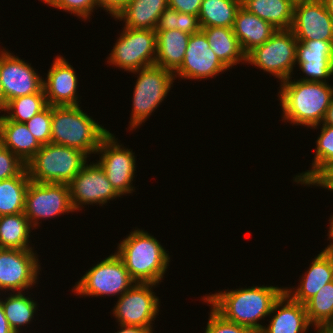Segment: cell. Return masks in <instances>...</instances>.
<instances>
[{
    "mask_svg": "<svg viewBox=\"0 0 333 333\" xmlns=\"http://www.w3.org/2000/svg\"><path fill=\"white\" fill-rule=\"evenodd\" d=\"M284 289L272 285H253L250 288L209 293L202 299L227 321L247 327L253 333H260L265 325H261L259 320L270 316L274 302Z\"/></svg>",
    "mask_w": 333,
    "mask_h": 333,
    "instance_id": "cell-1",
    "label": "cell"
},
{
    "mask_svg": "<svg viewBox=\"0 0 333 333\" xmlns=\"http://www.w3.org/2000/svg\"><path fill=\"white\" fill-rule=\"evenodd\" d=\"M282 81L278 97L282 108V120L311 129L321 125L333 98V86L328 82Z\"/></svg>",
    "mask_w": 333,
    "mask_h": 333,
    "instance_id": "cell-2",
    "label": "cell"
},
{
    "mask_svg": "<svg viewBox=\"0 0 333 333\" xmlns=\"http://www.w3.org/2000/svg\"><path fill=\"white\" fill-rule=\"evenodd\" d=\"M116 254L136 283L162 282L169 266V253L151 234L135 229L118 244Z\"/></svg>",
    "mask_w": 333,
    "mask_h": 333,
    "instance_id": "cell-3",
    "label": "cell"
},
{
    "mask_svg": "<svg viewBox=\"0 0 333 333\" xmlns=\"http://www.w3.org/2000/svg\"><path fill=\"white\" fill-rule=\"evenodd\" d=\"M79 106H52L51 143L95 154L109 131Z\"/></svg>",
    "mask_w": 333,
    "mask_h": 333,
    "instance_id": "cell-4",
    "label": "cell"
},
{
    "mask_svg": "<svg viewBox=\"0 0 333 333\" xmlns=\"http://www.w3.org/2000/svg\"><path fill=\"white\" fill-rule=\"evenodd\" d=\"M89 156L79 149L48 143L28 161L31 181L68 184L87 163Z\"/></svg>",
    "mask_w": 333,
    "mask_h": 333,
    "instance_id": "cell-5",
    "label": "cell"
},
{
    "mask_svg": "<svg viewBox=\"0 0 333 333\" xmlns=\"http://www.w3.org/2000/svg\"><path fill=\"white\" fill-rule=\"evenodd\" d=\"M131 73L139 75L134 86L129 122L130 130H136L164 101L176 79L173 72L157 65Z\"/></svg>",
    "mask_w": 333,
    "mask_h": 333,
    "instance_id": "cell-6",
    "label": "cell"
},
{
    "mask_svg": "<svg viewBox=\"0 0 333 333\" xmlns=\"http://www.w3.org/2000/svg\"><path fill=\"white\" fill-rule=\"evenodd\" d=\"M298 40L291 29H277L262 45L246 54V63L270 73L281 82L292 78Z\"/></svg>",
    "mask_w": 333,
    "mask_h": 333,
    "instance_id": "cell-7",
    "label": "cell"
},
{
    "mask_svg": "<svg viewBox=\"0 0 333 333\" xmlns=\"http://www.w3.org/2000/svg\"><path fill=\"white\" fill-rule=\"evenodd\" d=\"M135 283L121 258L114 252L92 266L74 285L72 292L84 297L117 295L119 298Z\"/></svg>",
    "mask_w": 333,
    "mask_h": 333,
    "instance_id": "cell-8",
    "label": "cell"
},
{
    "mask_svg": "<svg viewBox=\"0 0 333 333\" xmlns=\"http://www.w3.org/2000/svg\"><path fill=\"white\" fill-rule=\"evenodd\" d=\"M123 28L107 62L128 72H135L141 68L154 65L156 60V31Z\"/></svg>",
    "mask_w": 333,
    "mask_h": 333,
    "instance_id": "cell-9",
    "label": "cell"
},
{
    "mask_svg": "<svg viewBox=\"0 0 333 333\" xmlns=\"http://www.w3.org/2000/svg\"><path fill=\"white\" fill-rule=\"evenodd\" d=\"M70 212L75 210L71 204L68 184L30 181L25 196L24 215L28 218L33 230L39 226L38 222L41 219H51Z\"/></svg>",
    "mask_w": 333,
    "mask_h": 333,
    "instance_id": "cell-10",
    "label": "cell"
},
{
    "mask_svg": "<svg viewBox=\"0 0 333 333\" xmlns=\"http://www.w3.org/2000/svg\"><path fill=\"white\" fill-rule=\"evenodd\" d=\"M119 145L117 138L108 133L100 142L95 154H100L97 161L103 168L114 190L120 195L132 193L135 176V155L131 149Z\"/></svg>",
    "mask_w": 333,
    "mask_h": 333,
    "instance_id": "cell-11",
    "label": "cell"
},
{
    "mask_svg": "<svg viewBox=\"0 0 333 333\" xmlns=\"http://www.w3.org/2000/svg\"><path fill=\"white\" fill-rule=\"evenodd\" d=\"M154 283H135L123 293L113 308V316L122 325L153 327L158 315L159 297L152 288Z\"/></svg>",
    "mask_w": 333,
    "mask_h": 333,
    "instance_id": "cell-12",
    "label": "cell"
},
{
    "mask_svg": "<svg viewBox=\"0 0 333 333\" xmlns=\"http://www.w3.org/2000/svg\"><path fill=\"white\" fill-rule=\"evenodd\" d=\"M40 267L38 255L33 249L0 248V291L28 290L37 283Z\"/></svg>",
    "mask_w": 333,
    "mask_h": 333,
    "instance_id": "cell-13",
    "label": "cell"
},
{
    "mask_svg": "<svg viewBox=\"0 0 333 333\" xmlns=\"http://www.w3.org/2000/svg\"><path fill=\"white\" fill-rule=\"evenodd\" d=\"M68 186L71 204L75 211H80L89 204L103 206L108 201L121 197L112 187L98 162H90L89 165L86 163Z\"/></svg>",
    "mask_w": 333,
    "mask_h": 333,
    "instance_id": "cell-14",
    "label": "cell"
},
{
    "mask_svg": "<svg viewBox=\"0 0 333 333\" xmlns=\"http://www.w3.org/2000/svg\"><path fill=\"white\" fill-rule=\"evenodd\" d=\"M0 78L6 104L17 97L38 93L43 88V79L32 68L8 50L0 48Z\"/></svg>",
    "mask_w": 333,
    "mask_h": 333,
    "instance_id": "cell-15",
    "label": "cell"
},
{
    "mask_svg": "<svg viewBox=\"0 0 333 333\" xmlns=\"http://www.w3.org/2000/svg\"><path fill=\"white\" fill-rule=\"evenodd\" d=\"M229 70L212 51L205 33L200 30L191 34L180 68L174 73L181 79L199 80L216 77Z\"/></svg>",
    "mask_w": 333,
    "mask_h": 333,
    "instance_id": "cell-16",
    "label": "cell"
},
{
    "mask_svg": "<svg viewBox=\"0 0 333 333\" xmlns=\"http://www.w3.org/2000/svg\"><path fill=\"white\" fill-rule=\"evenodd\" d=\"M290 29L297 40H333V19L321 0L294 4Z\"/></svg>",
    "mask_w": 333,
    "mask_h": 333,
    "instance_id": "cell-17",
    "label": "cell"
},
{
    "mask_svg": "<svg viewBox=\"0 0 333 333\" xmlns=\"http://www.w3.org/2000/svg\"><path fill=\"white\" fill-rule=\"evenodd\" d=\"M296 63L306 75L299 80L327 82L333 76V40H298Z\"/></svg>",
    "mask_w": 333,
    "mask_h": 333,
    "instance_id": "cell-18",
    "label": "cell"
},
{
    "mask_svg": "<svg viewBox=\"0 0 333 333\" xmlns=\"http://www.w3.org/2000/svg\"><path fill=\"white\" fill-rule=\"evenodd\" d=\"M77 87L78 78L74 68L64 57L56 56L47 73L46 80L43 78V89L48 105H79Z\"/></svg>",
    "mask_w": 333,
    "mask_h": 333,
    "instance_id": "cell-19",
    "label": "cell"
},
{
    "mask_svg": "<svg viewBox=\"0 0 333 333\" xmlns=\"http://www.w3.org/2000/svg\"><path fill=\"white\" fill-rule=\"evenodd\" d=\"M269 324L260 333H306L312 326L307 318L305 304L294 301L285 291L274 302Z\"/></svg>",
    "mask_w": 333,
    "mask_h": 333,
    "instance_id": "cell-20",
    "label": "cell"
},
{
    "mask_svg": "<svg viewBox=\"0 0 333 333\" xmlns=\"http://www.w3.org/2000/svg\"><path fill=\"white\" fill-rule=\"evenodd\" d=\"M333 281V258L320 252L304 273L297 288L284 291L296 302L305 304L325 284Z\"/></svg>",
    "mask_w": 333,
    "mask_h": 333,
    "instance_id": "cell-21",
    "label": "cell"
},
{
    "mask_svg": "<svg viewBox=\"0 0 333 333\" xmlns=\"http://www.w3.org/2000/svg\"><path fill=\"white\" fill-rule=\"evenodd\" d=\"M276 30L270 23L249 12L243 6L237 11L233 32L245 54L265 43Z\"/></svg>",
    "mask_w": 333,
    "mask_h": 333,
    "instance_id": "cell-22",
    "label": "cell"
},
{
    "mask_svg": "<svg viewBox=\"0 0 333 333\" xmlns=\"http://www.w3.org/2000/svg\"><path fill=\"white\" fill-rule=\"evenodd\" d=\"M156 31V60L154 65L175 73L182 65L190 34L177 29Z\"/></svg>",
    "mask_w": 333,
    "mask_h": 333,
    "instance_id": "cell-23",
    "label": "cell"
},
{
    "mask_svg": "<svg viewBox=\"0 0 333 333\" xmlns=\"http://www.w3.org/2000/svg\"><path fill=\"white\" fill-rule=\"evenodd\" d=\"M0 140L25 164L40 150L41 145L29 131L25 123L8 120L0 116Z\"/></svg>",
    "mask_w": 333,
    "mask_h": 333,
    "instance_id": "cell-24",
    "label": "cell"
},
{
    "mask_svg": "<svg viewBox=\"0 0 333 333\" xmlns=\"http://www.w3.org/2000/svg\"><path fill=\"white\" fill-rule=\"evenodd\" d=\"M168 7V0H129L115 19L127 28L155 30L159 16Z\"/></svg>",
    "mask_w": 333,
    "mask_h": 333,
    "instance_id": "cell-25",
    "label": "cell"
},
{
    "mask_svg": "<svg viewBox=\"0 0 333 333\" xmlns=\"http://www.w3.org/2000/svg\"><path fill=\"white\" fill-rule=\"evenodd\" d=\"M205 33L212 51L228 68L234 65L246 63V54L242 51L233 28L228 27H201Z\"/></svg>",
    "mask_w": 333,
    "mask_h": 333,
    "instance_id": "cell-26",
    "label": "cell"
},
{
    "mask_svg": "<svg viewBox=\"0 0 333 333\" xmlns=\"http://www.w3.org/2000/svg\"><path fill=\"white\" fill-rule=\"evenodd\" d=\"M320 131L312 168L293 177L298 184L312 187L333 166V126L322 124Z\"/></svg>",
    "mask_w": 333,
    "mask_h": 333,
    "instance_id": "cell-27",
    "label": "cell"
},
{
    "mask_svg": "<svg viewBox=\"0 0 333 333\" xmlns=\"http://www.w3.org/2000/svg\"><path fill=\"white\" fill-rule=\"evenodd\" d=\"M31 228L24 212L0 216V248L33 249L29 246Z\"/></svg>",
    "mask_w": 333,
    "mask_h": 333,
    "instance_id": "cell-28",
    "label": "cell"
},
{
    "mask_svg": "<svg viewBox=\"0 0 333 333\" xmlns=\"http://www.w3.org/2000/svg\"><path fill=\"white\" fill-rule=\"evenodd\" d=\"M243 7L276 29L291 28L294 4L290 0H251Z\"/></svg>",
    "mask_w": 333,
    "mask_h": 333,
    "instance_id": "cell-29",
    "label": "cell"
},
{
    "mask_svg": "<svg viewBox=\"0 0 333 333\" xmlns=\"http://www.w3.org/2000/svg\"><path fill=\"white\" fill-rule=\"evenodd\" d=\"M30 181L26 168L18 176L0 181V216L24 212Z\"/></svg>",
    "mask_w": 333,
    "mask_h": 333,
    "instance_id": "cell-30",
    "label": "cell"
},
{
    "mask_svg": "<svg viewBox=\"0 0 333 333\" xmlns=\"http://www.w3.org/2000/svg\"><path fill=\"white\" fill-rule=\"evenodd\" d=\"M240 7L237 0H202L198 15L200 26L233 28Z\"/></svg>",
    "mask_w": 333,
    "mask_h": 333,
    "instance_id": "cell-31",
    "label": "cell"
},
{
    "mask_svg": "<svg viewBox=\"0 0 333 333\" xmlns=\"http://www.w3.org/2000/svg\"><path fill=\"white\" fill-rule=\"evenodd\" d=\"M25 293L10 292L9 296L4 298L5 300L0 299L5 317L15 333L21 332L19 329L22 326L30 324L37 310V302L25 296Z\"/></svg>",
    "mask_w": 333,
    "mask_h": 333,
    "instance_id": "cell-32",
    "label": "cell"
},
{
    "mask_svg": "<svg viewBox=\"0 0 333 333\" xmlns=\"http://www.w3.org/2000/svg\"><path fill=\"white\" fill-rule=\"evenodd\" d=\"M307 318L314 326L333 324V281L325 284L305 303Z\"/></svg>",
    "mask_w": 333,
    "mask_h": 333,
    "instance_id": "cell-33",
    "label": "cell"
},
{
    "mask_svg": "<svg viewBox=\"0 0 333 333\" xmlns=\"http://www.w3.org/2000/svg\"><path fill=\"white\" fill-rule=\"evenodd\" d=\"M48 106L44 89L42 88L38 93L20 96L10 100L4 112L8 114L4 116L8 120L18 123H26L34 115L38 114Z\"/></svg>",
    "mask_w": 333,
    "mask_h": 333,
    "instance_id": "cell-34",
    "label": "cell"
},
{
    "mask_svg": "<svg viewBox=\"0 0 333 333\" xmlns=\"http://www.w3.org/2000/svg\"><path fill=\"white\" fill-rule=\"evenodd\" d=\"M52 106L48 105L44 110L34 115L25 125L39 142L46 145L51 143Z\"/></svg>",
    "mask_w": 333,
    "mask_h": 333,
    "instance_id": "cell-35",
    "label": "cell"
},
{
    "mask_svg": "<svg viewBox=\"0 0 333 333\" xmlns=\"http://www.w3.org/2000/svg\"><path fill=\"white\" fill-rule=\"evenodd\" d=\"M43 3L48 6H53L57 9H62L73 15L79 16L80 19L83 18L85 21L90 19V14L93 10L98 7L96 0H42ZM96 6V7H95Z\"/></svg>",
    "mask_w": 333,
    "mask_h": 333,
    "instance_id": "cell-36",
    "label": "cell"
},
{
    "mask_svg": "<svg viewBox=\"0 0 333 333\" xmlns=\"http://www.w3.org/2000/svg\"><path fill=\"white\" fill-rule=\"evenodd\" d=\"M25 168L26 164L0 140V181L18 176Z\"/></svg>",
    "mask_w": 333,
    "mask_h": 333,
    "instance_id": "cell-37",
    "label": "cell"
},
{
    "mask_svg": "<svg viewBox=\"0 0 333 333\" xmlns=\"http://www.w3.org/2000/svg\"><path fill=\"white\" fill-rule=\"evenodd\" d=\"M204 333H253L249 328L227 321L212 307Z\"/></svg>",
    "mask_w": 333,
    "mask_h": 333,
    "instance_id": "cell-38",
    "label": "cell"
},
{
    "mask_svg": "<svg viewBox=\"0 0 333 333\" xmlns=\"http://www.w3.org/2000/svg\"><path fill=\"white\" fill-rule=\"evenodd\" d=\"M176 29L187 34H194L201 30L197 15L177 11Z\"/></svg>",
    "mask_w": 333,
    "mask_h": 333,
    "instance_id": "cell-39",
    "label": "cell"
},
{
    "mask_svg": "<svg viewBox=\"0 0 333 333\" xmlns=\"http://www.w3.org/2000/svg\"><path fill=\"white\" fill-rule=\"evenodd\" d=\"M202 0H168V7L181 13L199 15Z\"/></svg>",
    "mask_w": 333,
    "mask_h": 333,
    "instance_id": "cell-40",
    "label": "cell"
},
{
    "mask_svg": "<svg viewBox=\"0 0 333 333\" xmlns=\"http://www.w3.org/2000/svg\"><path fill=\"white\" fill-rule=\"evenodd\" d=\"M177 11L167 7L159 16L155 30H173L176 29Z\"/></svg>",
    "mask_w": 333,
    "mask_h": 333,
    "instance_id": "cell-41",
    "label": "cell"
},
{
    "mask_svg": "<svg viewBox=\"0 0 333 333\" xmlns=\"http://www.w3.org/2000/svg\"><path fill=\"white\" fill-rule=\"evenodd\" d=\"M98 7L103 8L111 17H116L118 13L128 4L129 0H96Z\"/></svg>",
    "mask_w": 333,
    "mask_h": 333,
    "instance_id": "cell-42",
    "label": "cell"
},
{
    "mask_svg": "<svg viewBox=\"0 0 333 333\" xmlns=\"http://www.w3.org/2000/svg\"><path fill=\"white\" fill-rule=\"evenodd\" d=\"M333 190V166L313 185Z\"/></svg>",
    "mask_w": 333,
    "mask_h": 333,
    "instance_id": "cell-43",
    "label": "cell"
},
{
    "mask_svg": "<svg viewBox=\"0 0 333 333\" xmlns=\"http://www.w3.org/2000/svg\"><path fill=\"white\" fill-rule=\"evenodd\" d=\"M120 330L115 333H153V327H140L119 324Z\"/></svg>",
    "mask_w": 333,
    "mask_h": 333,
    "instance_id": "cell-44",
    "label": "cell"
},
{
    "mask_svg": "<svg viewBox=\"0 0 333 333\" xmlns=\"http://www.w3.org/2000/svg\"><path fill=\"white\" fill-rule=\"evenodd\" d=\"M0 333H15L5 317L1 303H0Z\"/></svg>",
    "mask_w": 333,
    "mask_h": 333,
    "instance_id": "cell-45",
    "label": "cell"
},
{
    "mask_svg": "<svg viewBox=\"0 0 333 333\" xmlns=\"http://www.w3.org/2000/svg\"><path fill=\"white\" fill-rule=\"evenodd\" d=\"M330 221V227H329V231H328V240L330 239L331 243L325 247V249H323L321 252L325 255L331 256L333 258V215L332 217H330L329 219Z\"/></svg>",
    "mask_w": 333,
    "mask_h": 333,
    "instance_id": "cell-46",
    "label": "cell"
},
{
    "mask_svg": "<svg viewBox=\"0 0 333 333\" xmlns=\"http://www.w3.org/2000/svg\"><path fill=\"white\" fill-rule=\"evenodd\" d=\"M321 124L333 126V98L331 99L330 105L326 110L324 119Z\"/></svg>",
    "mask_w": 333,
    "mask_h": 333,
    "instance_id": "cell-47",
    "label": "cell"
},
{
    "mask_svg": "<svg viewBox=\"0 0 333 333\" xmlns=\"http://www.w3.org/2000/svg\"><path fill=\"white\" fill-rule=\"evenodd\" d=\"M6 101L4 97V91H3V86L0 78V113L5 110L6 108Z\"/></svg>",
    "mask_w": 333,
    "mask_h": 333,
    "instance_id": "cell-48",
    "label": "cell"
},
{
    "mask_svg": "<svg viewBox=\"0 0 333 333\" xmlns=\"http://www.w3.org/2000/svg\"><path fill=\"white\" fill-rule=\"evenodd\" d=\"M321 1L324 3L325 8H326L328 14L333 19V0H321Z\"/></svg>",
    "mask_w": 333,
    "mask_h": 333,
    "instance_id": "cell-49",
    "label": "cell"
},
{
    "mask_svg": "<svg viewBox=\"0 0 333 333\" xmlns=\"http://www.w3.org/2000/svg\"><path fill=\"white\" fill-rule=\"evenodd\" d=\"M317 333H333L332 326H315Z\"/></svg>",
    "mask_w": 333,
    "mask_h": 333,
    "instance_id": "cell-50",
    "label": "cell"
},
{
    "mask_svg": "<svg viewBox=\"0 0 333 333\" xmlns=\"http://www.w3.org/2000/svg\"><path fill=\"white\" fill-rule=\"evenodd\" d=\"M293 4L300 3V2H308L312 0H290Z\"/></svg>",
    "mask_w": 333,
    "mask_h": 333,
    "instance_id": "cell-51",
    "label": "cell"
},
{
    "mask_svg": "<svg viewBox=\"0 0 333 333\" xmlns=\"http://www.w3.org/2000/svg\"><path fill=\"white\" fill-rule=\"evenodd\" d=\"M241 6H244L248 1H251V0H237Z\"/></svg>",
    "mask_w": 333,
    "mask_h": 333,
    "instance_id": "cell-52",
    "label": "cell"
}]
</instances>
